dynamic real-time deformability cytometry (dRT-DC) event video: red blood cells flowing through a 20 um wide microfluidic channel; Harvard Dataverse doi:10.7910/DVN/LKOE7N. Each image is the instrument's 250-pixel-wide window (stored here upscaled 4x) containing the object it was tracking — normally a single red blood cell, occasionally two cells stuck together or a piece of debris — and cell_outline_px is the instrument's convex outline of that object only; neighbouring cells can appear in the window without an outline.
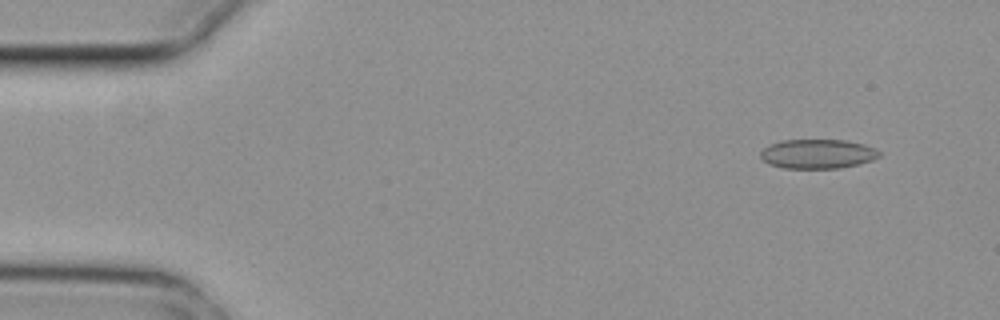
{"species": "common noctule bat (a hibernating species)", "species_latin": "Nyctalus noctula", "temperature_condition": "cold", "stored_images_in_passage": 4, "segment_of_instrument_passage": [1, 2], "camera_frame_rate_fps": 3000, "um_per_image_px": 0.085, "animal": {"sex": "female", "body_mass_g": 29.2, "forearm_length_mm": 56.3}, "frame": {"image": 1, "passage_image": 1, "time_ms": 0.0, "image_size_px": [1000, 320], "cell_outline_px": [[880, 156], [872, 160], [840, 168], [784, 168], [768, 164], [760, 156], [760, 152], [764, 148], [772, 144], [784, 140], [848, 140], [864, 144], [880, 152]], "centroid_in_image_um": [69.49, 13.08], "position_along_channel_um": 15.5, "area_um2": 20.11}}